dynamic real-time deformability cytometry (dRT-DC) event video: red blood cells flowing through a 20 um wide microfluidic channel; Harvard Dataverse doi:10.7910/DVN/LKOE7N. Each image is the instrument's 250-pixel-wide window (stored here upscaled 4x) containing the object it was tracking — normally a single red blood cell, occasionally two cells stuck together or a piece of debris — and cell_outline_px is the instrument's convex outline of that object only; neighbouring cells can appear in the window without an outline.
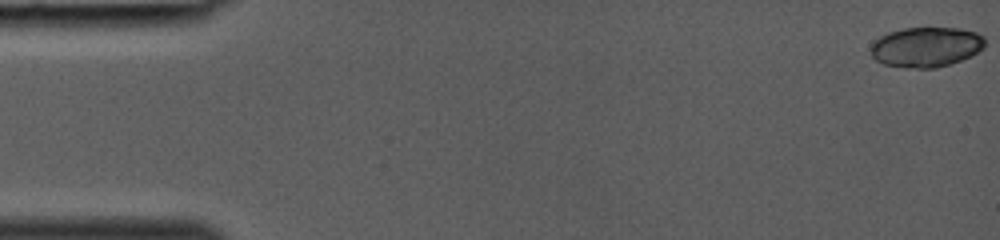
{"species": "common noctule bat (a hibernating species)", "species_latin": "Nyctalus noctula", "temperature_condition": "room temperature", "stored_images_in_passage": 23, "camera_frame_rate_fps": 3000, "um_per_image_px": 0.085, "animal": {"sex": "female", "body_mass_g": 19.0, "forearm_length_mm": 53.3}, "frame": {"image": 1, "passage_image": 1, "time_ms": 0.0, "image_size_px": [1000, 240], "cell_outline_px": [[984, 48], [960, 60], [936, 68], [904, 68], [884, 64], [876, 60], [872, 56], [872, 44], [880, 36], [888, 32], [904, 28], [960, 28], [976, 32], [984, 36]], "centroid_in_image_um": [78.71, 3.99], "position_along_channel_um": 6.3, "area_um2": 26.47}}
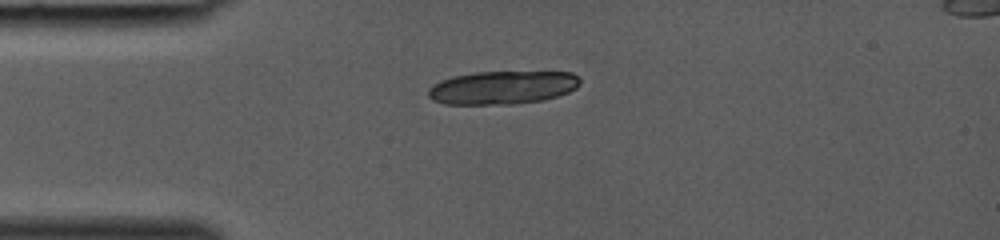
{"frame": {"image": 2, "passage_image": 11, "time_ms": 3.333, "image_size_px": [1000, 240], "cell_outline_px": [[580, 84], [576, 88], [568, 92], [544, 100], [512, 104], [444, 104], [432, 100], [428, 96], [428, 88], [432, 84], [440, 80], [452, 76], [476, 72], [572, 72], [580, 80]], "centroid_in_image_um": [42.67, 7.44], "position_along_channel_um": 42.3, "area_um2": 29.54}}